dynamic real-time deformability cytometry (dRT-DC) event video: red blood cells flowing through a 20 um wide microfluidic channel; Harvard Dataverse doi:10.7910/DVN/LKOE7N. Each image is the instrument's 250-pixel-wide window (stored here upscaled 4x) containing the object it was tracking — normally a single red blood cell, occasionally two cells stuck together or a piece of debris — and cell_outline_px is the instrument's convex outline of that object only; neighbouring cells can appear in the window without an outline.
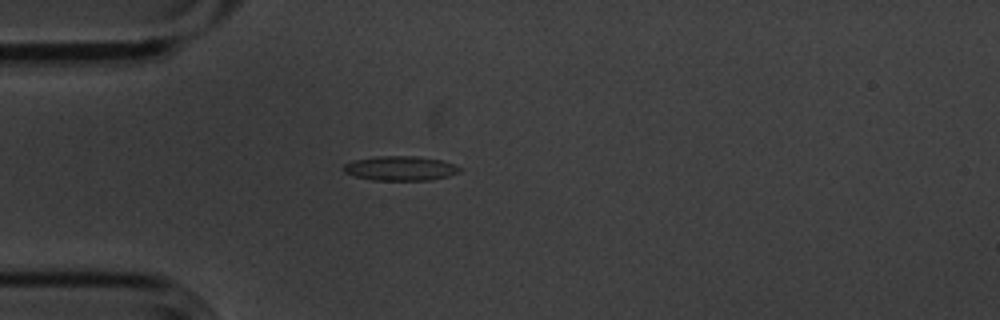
{"species": "common noctule bat (a hibernating species)", "species_latin": "Nyctalus noctula", "temperature_condition": "cold", "stored_images_in_passage": 6, "camera_frame_rate_fps": 3000, "um_per_image_px": 0.085, "animal": {"sex": "male", "body_mass_g": 20.1, "forearm_length_mm": 53.5}, "frame": {"image": 1, "passage_image": 5, "time_ms": 1.333, "image_size_px": [1000, 320], "cell_outline_px": [[460, 172], [448, 176], [432, 180], [372, 180], [356, 176], [344, 172], [340, 168], [344, 164], [352, 160], [376, 156], [416, 156], [444, 160], [460, 168]], "centroid_in_image_um": [34.0, 14.3], "position_along_channel_um": 51.0, "area_um2": 16.7}}